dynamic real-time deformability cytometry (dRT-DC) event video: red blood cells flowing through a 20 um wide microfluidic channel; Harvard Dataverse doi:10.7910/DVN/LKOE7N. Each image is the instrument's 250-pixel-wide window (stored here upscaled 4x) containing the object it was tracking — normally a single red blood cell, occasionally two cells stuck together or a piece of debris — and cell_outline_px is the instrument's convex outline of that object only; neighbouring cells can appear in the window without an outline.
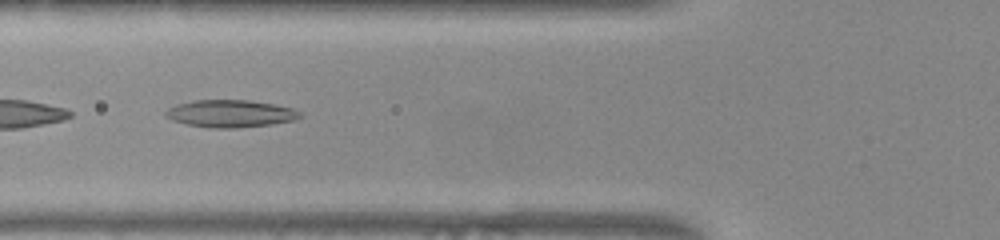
{"species": "common noctule bat (a hibernating species)", "species_latin": "Nyctalus noctula", "temperature_condition": "warm", "stored_images_in_passage": 37, "camera_frame_rate_fps": 3000, "um_per_image_px": 0.085, "animal": {"sex": "female", "body_mass_g": 22.0, "forearm_length_mm": 56.7}, "frame": {"image": 1, "passage_image": 5, "time_ms": 1.333, "image_size_px": [1000, 240], "cell_outline_px": [[304, 116], [296, 120], [272, 124], [236, 128], [212, 128], [188, 124], [172, 120], [164, 116], [164, 112], [168, 108], [176, 104], [196, 100], [248, 100], [276, 104], [292, 108], [300, 112]], "centroid_in_image_um": [19.61, 9.65], "position_along_channel_um": 106.2, "area_um2": 21.56}}
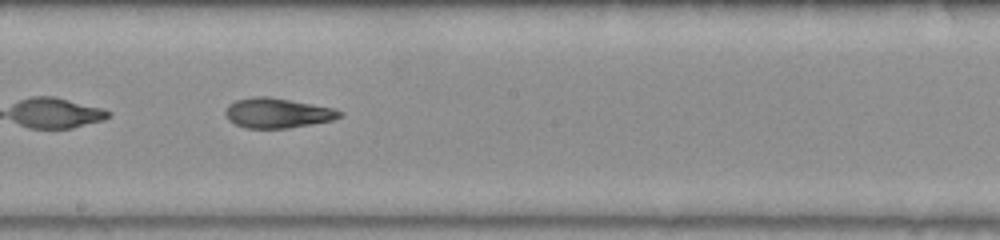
{"frame": {"image": 2, "passage_image": 14, "time_ms": 4.333, "image_size_px": [1000, 240], "cell_outline_px": [[344, 116], [332, 120], [312, 124], [288, 128], [244, 128], [228, 120], [224, 116], [224, 112], [228, 104], [236, 100], [252, 96], [268, 96], [332, 108], [344, 112]], "centroid_in_image_um": [23.55, 9.61], "position_along_channel_um": 224.7, "area_um2": 20.0}}
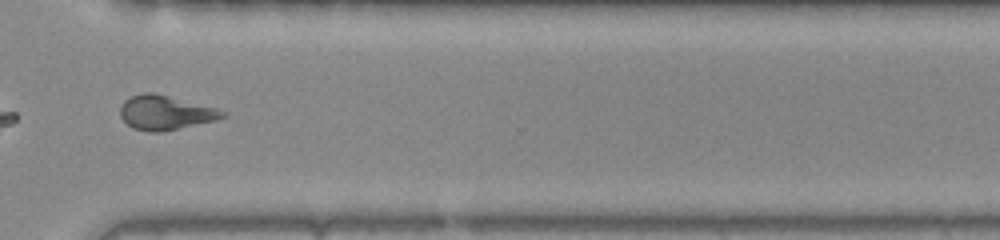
{"frame": {"image": 3, "passage_image": 24, "time_ms": 7.667, "image_size_px": [1000, 240], "cell_outline_px": [[228, 116], [216, 120], [160, 132], [148, 132], [132, 128], [120, 116], [120, 108], [124, 100], [132, 96], [144, 92], [152, 92], [216, 108], [228, 112]], "centroid_in_image_um": [14.06, 9.58], "position_along_channel_um": 356.5, "area_um2": 20.35}, "authors_computed_cell_mechanics": {"area_um2": 19.8832, "velocity_mm_per_s": 3.9499, "shape_relaxation_time_tau1_ms": null, "shape_relaxation_time_tau2_ms": 2.2079, "deformation_change_tau1": null, "deformation_change_tau2": 0.1009}}